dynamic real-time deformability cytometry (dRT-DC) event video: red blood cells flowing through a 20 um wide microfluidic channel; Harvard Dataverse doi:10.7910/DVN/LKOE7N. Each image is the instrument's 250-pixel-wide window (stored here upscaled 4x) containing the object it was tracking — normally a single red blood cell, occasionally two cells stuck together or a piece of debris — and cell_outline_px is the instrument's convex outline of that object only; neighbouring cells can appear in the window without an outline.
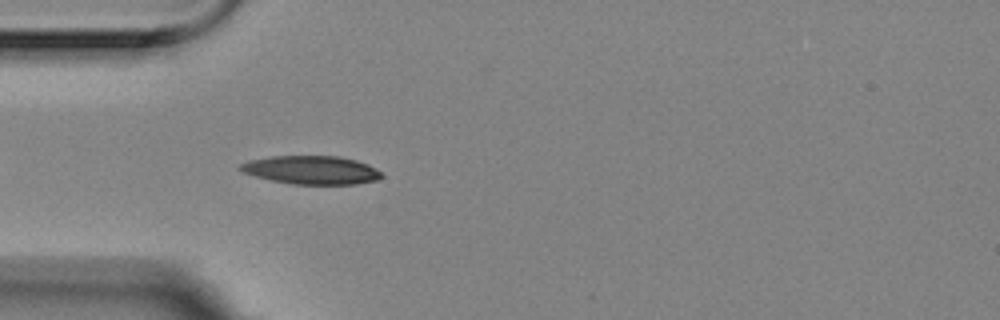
{"species": "Egyptian fruit bat (a non-hibernating species)", "species_latin": "Rousettus aegyptiacus", "temperature_condition": "room temperature", "stored_images_in_passage": 4, "camera_frame_rate_fps": 3000, "um_per_image_px": 0.085, "animal": {"sex": "female"}, "frame": {"image": 1, "passage_image": 4, "time_ms": 1.0, "image_size_px": [1000, 320], "cell_outline_px": [[384, 176], [376, 180], [356, 184], [292, 184], [272, 180], [256, 176], [244, 172], [236, 168], [240, 164], [248, 160], [268, 156], [340, 156], [356, 160], [368, 164], [380, 172]], "centroid_in_image_um": [26.45, 14.44], "position_along_channel_um": 58.6, "area_um2": 23.41}}